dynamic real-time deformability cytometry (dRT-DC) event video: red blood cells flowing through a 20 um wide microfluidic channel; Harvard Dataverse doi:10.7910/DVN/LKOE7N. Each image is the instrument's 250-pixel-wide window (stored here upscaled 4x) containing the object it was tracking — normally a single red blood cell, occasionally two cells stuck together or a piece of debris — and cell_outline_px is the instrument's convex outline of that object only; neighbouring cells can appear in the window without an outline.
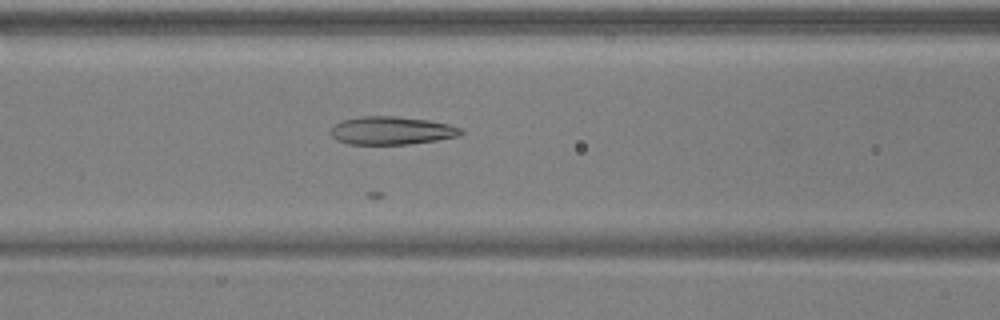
{"species": "common noctule bat (a hibernating species)", "species_latin": "Nyctalus noctula", "temperature_condition": "warm", "stored_images_in_passage": 6, "camera_frame_rate_fps": 3000, "um_per_image_px": 0.085, "animal": {"sex": "male", "body_mass_g": 17.9, "forearm_length_mm": 54.2}, "frame": {"image": 1, "passage_image": 6, "time_ms": 1.667, "image_size_px": [1000, 320], "cell_outline_px": [[464, 132], [456, 136], [436, 140], [408, 144], [348, 144], [336, 140], [328, 132], [336, 124], [344, 120], [360, 116], [396, 116], [428, 120], [448, 124], [464, 128]], "centroid_in_image_um": [33.27, 11.1], "position_along_channel_um": 133.3, "area_um2": 21.27}}